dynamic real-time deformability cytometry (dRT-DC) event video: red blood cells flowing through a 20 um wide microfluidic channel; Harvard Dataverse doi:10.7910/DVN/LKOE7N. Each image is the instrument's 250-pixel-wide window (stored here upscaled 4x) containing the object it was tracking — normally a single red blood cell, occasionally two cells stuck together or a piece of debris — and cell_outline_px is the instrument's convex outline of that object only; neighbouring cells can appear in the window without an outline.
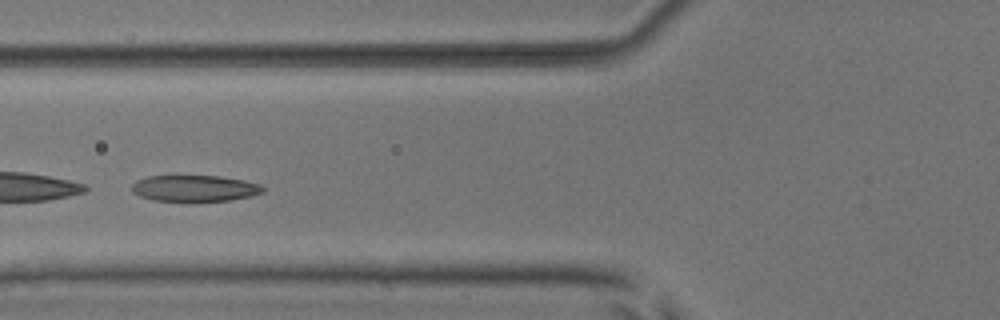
{"species": "common noctule bat (a hibernating species)", "species_latin": "Nyctalus noctula", "temperature_condition": "room temperature", "stored_images_in_passage": 9, "camera_frame_rate_fps": 3000, "um_per_image_px": 0.085, "animal": {"sex": "male", "body_mass_g": 17.9, "forearm_length_mm": 54.2}, "frame": {"image": 1, "passage_image": 7, "time_ms": 2.0, "image_size_px": [1000, 320], "cell_outline_px": [[264, 192], [252, 196], [232, 200], [152, 200], [140, 196], [132, 192], [132, 184], [136, 180], [148, 176], [220, 176], [244, 180], [260, 184], [264, 188]], "centroid_in_image_um": [16.56, 15.99], "position_along_channel_um": 109.2, "area_um2": 19.88}}
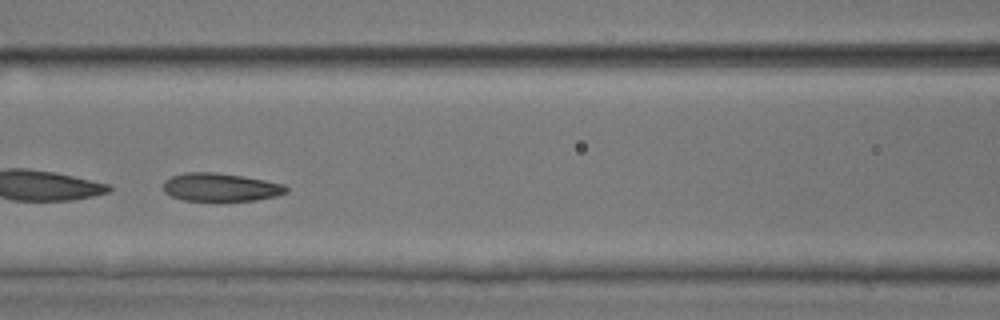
{"frame": {"image": 2, "passage_image": 8, "time_ms": 2.333, "image_size_px": [1000, 320], "cell_outline_px": [[288, 192], [276, 196], [256, 200], [184, 200], [172, 196], [164, 192], [164, 180], [172, 176], [184, 172], [216, 172], [264, 180], [284, 184], [288, 188]], "centroid_in_image_um": [18.75, 15.9], "position_along_channel_um": 147.9, "area_um2": 20.0}}